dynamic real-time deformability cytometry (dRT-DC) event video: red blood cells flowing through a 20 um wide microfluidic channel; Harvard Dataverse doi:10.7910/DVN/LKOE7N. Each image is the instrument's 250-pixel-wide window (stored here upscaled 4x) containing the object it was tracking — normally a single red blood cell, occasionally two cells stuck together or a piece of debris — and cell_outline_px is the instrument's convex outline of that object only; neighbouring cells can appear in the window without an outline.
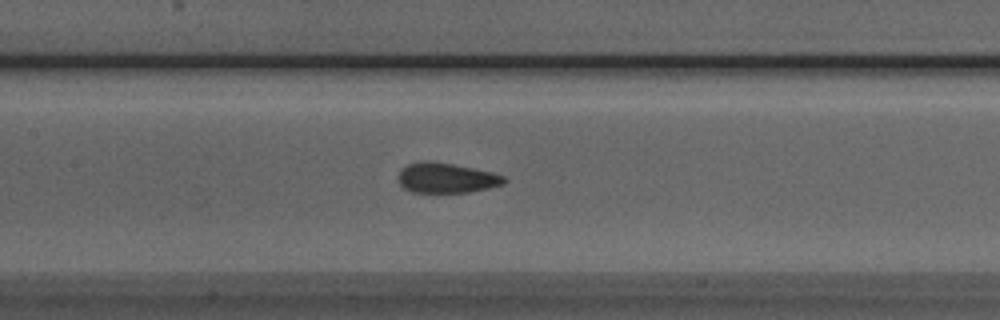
{"species": "Egyptian fruit bat (a non-hibernating species)", "species_latin": "Rousettus aegyptiacus", "temperature_condition": "room temperature", "stored_images_in_passage": 46, "camera_frame_rate_fps": 3000, "um_per_image_px": 0.085, "animal": {"sex": "male"}, "frame": {"image": 1, "passage_image": 21, "time_ms": 6.667, "image_size_px": [1000, 320], "cell_outline_px": [[508, 180], [504, 184], [488, 188], [468, 192], [412, 192], [404, 188], [396, 180], [396, 176], [400, 168], [408, 164], [420, 160], [432, 160], [492, 172], [504, 176]], "centroid_in_image_um": [37.88, 15.11], "position_along_channel_um": 169.5, "area_um2": 18.84}}
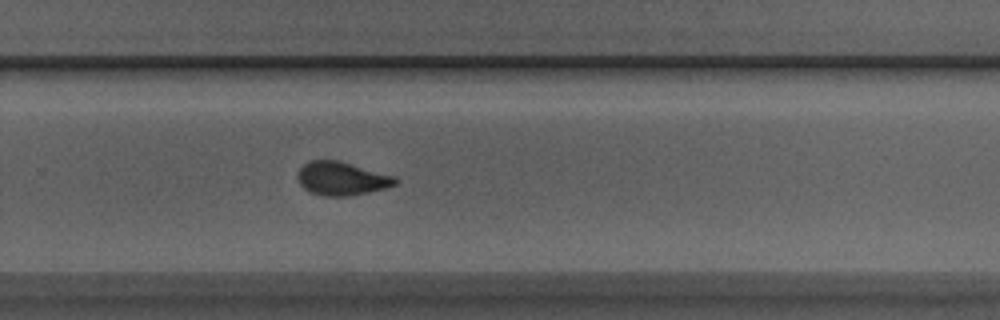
{"frame": {"image": 2, "passage_image": 31, "time_ms": 10.0, "image_size_px": [1000, 320], "cell_outline_px": [[400, 180], [396, 184], [388, 188], [348, 196], [324, 196], [308, 192], [300, 184], [296, 176], [300, 168], [304, 164], [312, 160], [340, 160], [396, 176]], "centroid_in_image_um": [29.07, 15.17], "position_along_channel_um": 300.7, "area_um2": 19.36}}
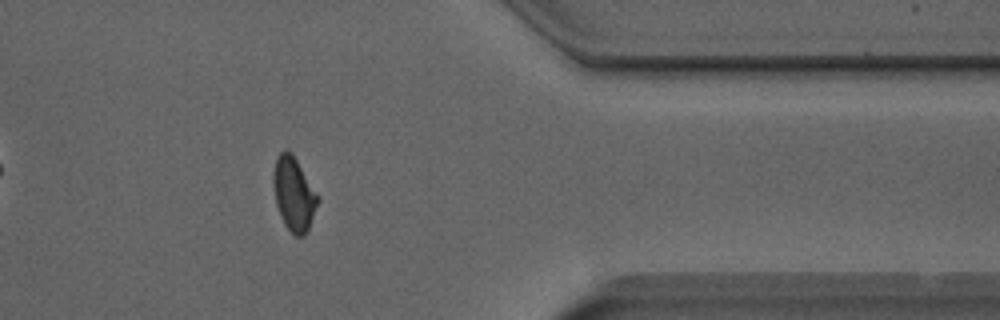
{"frame": {"image": 3, "passage_image": 39, "time_ms": 12.667, "image_size_px": [1000, 320], "cell_outline_px": [[320, 200], [308, 228], [304, 236], [296, 236], [284, 224], [280, 216], [276, 204], [272, 180], [272, 172], [276, 160], [280, 152], [288, 148], [292, 152], [320, 196]], "centroid_in_image_um": [24.98, 16.45], "position_along_channel_um": 386.4, "area_um2": 19.31}, "authors_computed_cell_mechanics": {"area_um2": 19.2474, "velocity_mm_per_s": 3.9609, "shape_relaxation_time_tau1_ms": null, "shape_relaxation_time_tau2_ms": 1.3683, "deformation_change_tau1": null, "deformation_change_tau2": 0.0658}}